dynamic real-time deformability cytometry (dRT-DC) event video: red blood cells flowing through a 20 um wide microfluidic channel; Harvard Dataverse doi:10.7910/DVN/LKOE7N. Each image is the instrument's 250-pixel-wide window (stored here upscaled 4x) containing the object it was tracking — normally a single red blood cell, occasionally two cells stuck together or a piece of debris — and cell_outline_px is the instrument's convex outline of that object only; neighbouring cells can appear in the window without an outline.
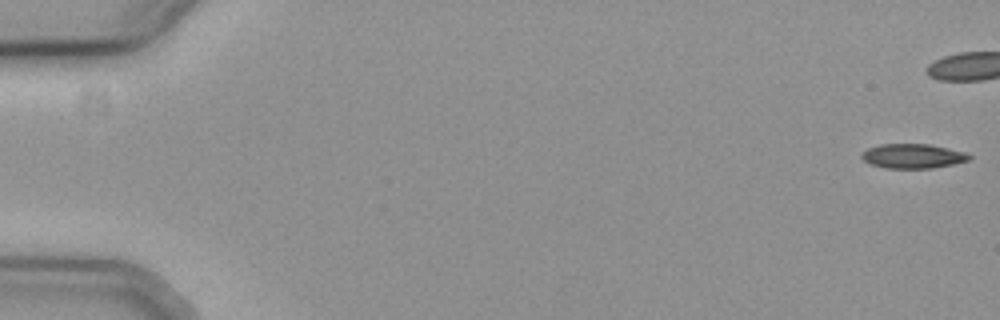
{"species": "common noctule bat (a hibernating species)", "species_latin": "Nyctalus noctula", "temperature_condition": "cold", "stored_images_in_passage": 12, "camera_frame_rate_fps": 3000, "um_per_image_px": 0.085, "animal": {"sex": "female", "body_mass_g": 19.3, "forearm_length_mm": 54.1}, "frame": {"image": 1, "passage_image": 1, "time_ms": 0.0, "image_size_px": [1000, 320], "cell_outline_px": [[972, 160], [932, 168], [884, 168], [868, 164], [860, 156], [868, 148], [880, 144], [928, 144], [968, 152], [972, 156]], "centroid_in_image_um": [77.62, 13.27], "position_along_channel_um": 7.4, "area_um2": 15.49}}